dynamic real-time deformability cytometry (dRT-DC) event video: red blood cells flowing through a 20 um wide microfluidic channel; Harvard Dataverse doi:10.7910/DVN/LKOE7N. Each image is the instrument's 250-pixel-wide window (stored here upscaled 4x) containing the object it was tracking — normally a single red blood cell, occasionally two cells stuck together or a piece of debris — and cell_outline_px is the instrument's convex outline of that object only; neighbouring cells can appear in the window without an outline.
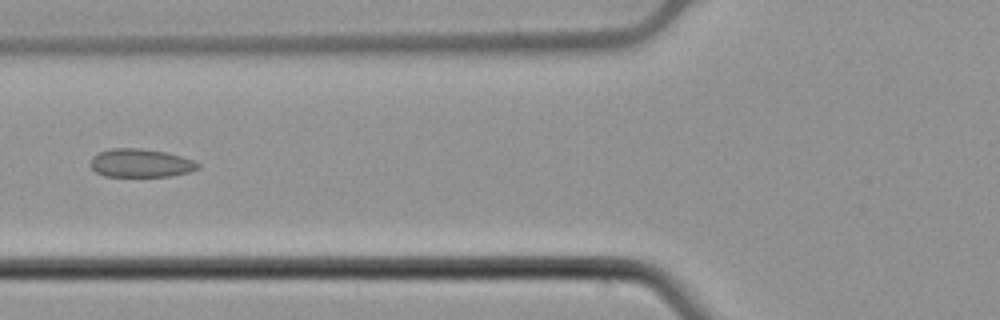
{"species": "common noctule bat (a hibernating species)", "species_latin": "Nyctalus noctula", "temperature_condition": "cold", "stored_images_in_passage": 6, "camera_frame_rate_fps": 3000, "um_per_image_px": 0.085, "animal": {"sex": "male", "body_mass_g": 21.5, "forearm_length_mm": 52.0}, "frame": {"image": 1, "passage_image": 6, "time_ms": 1.667, "image_size_px": [1000, 320], "cell_outline_px": [[200, 168], [188, 172], [172, 176], [104, 176], [96, 172], [92, 168], [92, 156], [100, 152], [112, 148], [140, 148], [164, 152], [180, 156], [192, 160], [200, 164]], "centroid_in_image_um": [11.96, 13.86], "position_along_channel_um": 113.8, "area_um2": 17.57}}